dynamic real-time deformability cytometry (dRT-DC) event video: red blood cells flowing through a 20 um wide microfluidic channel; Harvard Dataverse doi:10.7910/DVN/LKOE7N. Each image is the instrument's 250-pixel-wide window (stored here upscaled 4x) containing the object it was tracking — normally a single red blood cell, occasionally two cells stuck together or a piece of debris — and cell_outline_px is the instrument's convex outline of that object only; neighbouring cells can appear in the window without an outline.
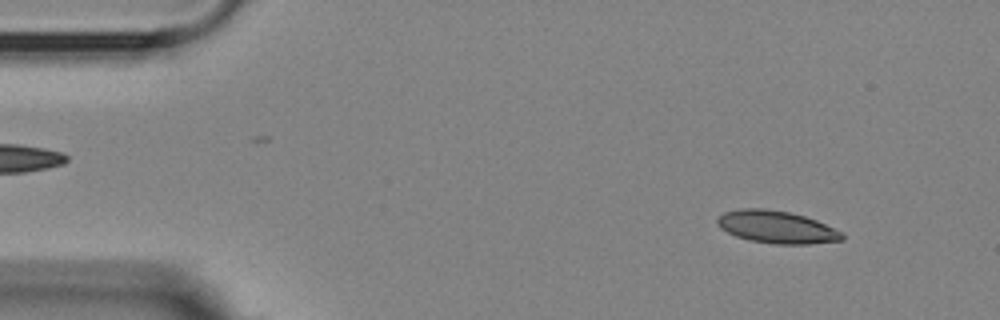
{"species": "Egyptian fruit bat (a non-hibernating species)", "species_latin": "Rousettus aegyptiacus", "temperature_condition": "room temperature", "stored_images_in_passage": 9, "camera_frame_rate_fps": 3000, "um_per_image_px": 0.085, "animal": {"sex": "female"}, "frame": {"image": 1, "passage_image": 1, "time_ms": 0.0, "image_size_px": [1000, 320], "cell_outline_px": [[844, 240], [808, 244], [776, 244], [748, 240], [736, 236], [720, 228], [716, 220], [724, 212], [740, 208], [764, 208], [788, 212], [804, 216], [816, 220], [844, 232]], "centroid_in_image_um": [66.03, 19.3], "position_along_channel_um": 19.0, "area_um2": 23.64}}
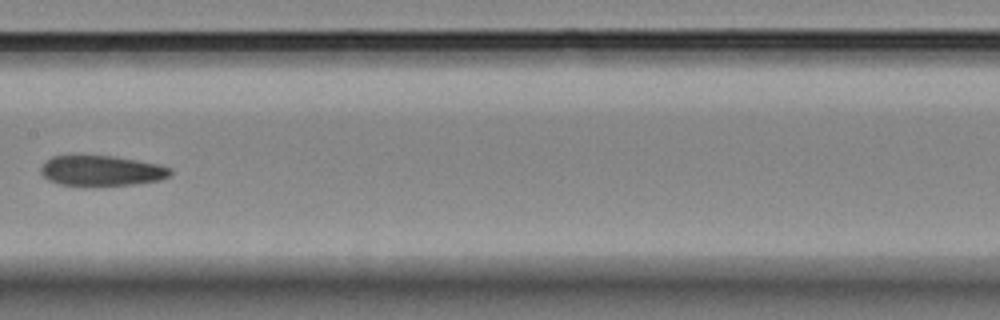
{"frame": {"image": 2, "passage_image": 6, "time_ms": 7.333, "image_size_px": [1000, 320], "cell_outline_px": [[172, 172], [168, 176], [160, 180], [136, 184], [84, 188], [60, 184], [44, 176], [40, 172], [40, 168], [52, 156], [112, 156], [160, 164], [172, 168]], "centroid_in_image_um": [8.66, 14.55], "position_along_channel_um": 198.7, "area_um2": 23.29}}
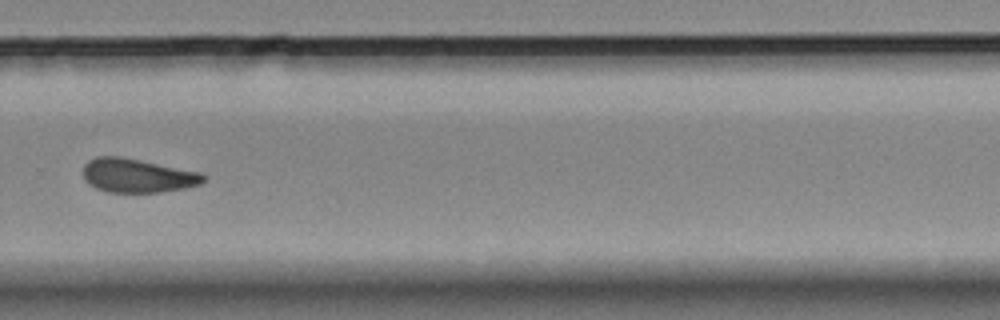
{"frame": {"image": 3, "passage_image": 9, "time_ms": 10.667, "image_size_px": [1000, 320], "cell_outline_px": [[204, 180], [200, 184], [184, 188], [160, 192], [108, 192], [96, 188], [84, 180], [84, 164], [88, 160], [96, 156], [120, 156], [200, 172], [204, 176]], "centroid_in_image_um": [11.64, 14.92], "position_along_channel_um": 318.2, "area_um2": 23.58}}